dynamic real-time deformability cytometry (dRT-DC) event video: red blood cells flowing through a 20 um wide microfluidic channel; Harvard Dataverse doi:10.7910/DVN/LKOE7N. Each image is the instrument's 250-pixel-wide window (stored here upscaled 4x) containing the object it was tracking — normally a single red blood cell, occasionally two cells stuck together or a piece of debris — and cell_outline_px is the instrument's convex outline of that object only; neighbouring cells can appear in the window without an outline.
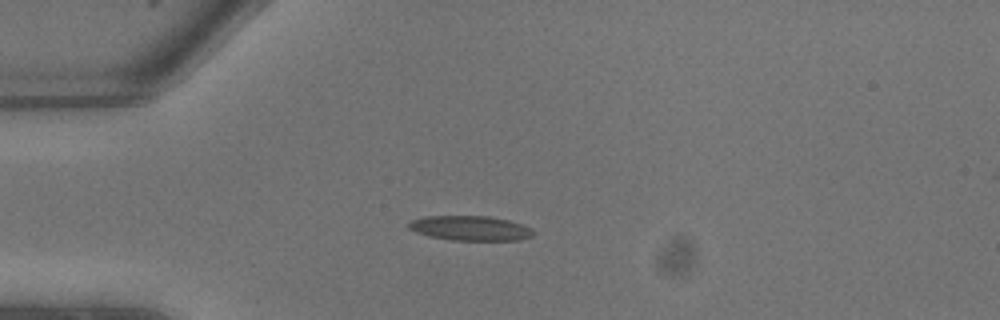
{"species": "common noctule bat (a hibernating species)", "species_latin": "Nyctalus noctula", "temperature_condition": "warm", "stored_images_in_passage": 2, "camera_frame_rate_fps": 3000, "um_per_image_px": 0.085, "animal": {"sex": "male", "body_mass_g": 13.3}, "frame": {"image": 1, "passage_image": 1, "time_ms": 0.0, "image_size_px": [1000, 320], "cell_outline_px": [[536, 232], [532, 236], [520, 240], [452, 240], [428, 236], [416, 232], [408, 228], [408, 220], [424, 216], [488, 216], [508, 220], [532, 228]], "centroid_in_image_um": [39.95, 19.39], "position_along_channel_um": 45.1, "area_um2": 18.09}}